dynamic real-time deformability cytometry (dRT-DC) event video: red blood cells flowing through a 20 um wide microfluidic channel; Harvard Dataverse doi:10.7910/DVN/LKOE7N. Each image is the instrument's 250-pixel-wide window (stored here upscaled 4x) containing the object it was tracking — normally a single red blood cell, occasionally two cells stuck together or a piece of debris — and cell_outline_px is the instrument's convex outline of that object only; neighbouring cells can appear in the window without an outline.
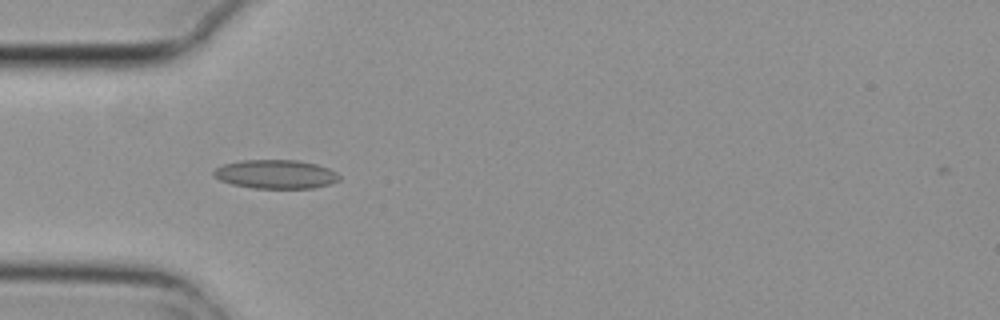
{"species": "common noctule bat (a hibernating species)", "species_latin": "Nyctalus noctula", "temperature_condition": "cold", "stored_images_in_passage": 5, "camera_frame_rate_fps": 3000, "um_per_image_px": 0.085, "animal": {"sex": "female", "body_mass_g": 29.2, "forearm_length_mm": 56.3}, "frame": {"image": 1, "passage_image": 4, "time_ms": 1.0, "image_size_px": [1000, 320], "cell_outline_px": [[340, 180], [332, 184], [312, 188], [252, 188], [232, 184], [220, 180], [212, 176], [212, 172], [216, 168], [224, 164], [244, 160], [296, 160], [316, 164], [328, 168], [336, 172], [340, 176]], "centroid_in_image_um": [23.44, 14.81], "position_along_channel_um": 61.6, "area_um2": 21.15}}
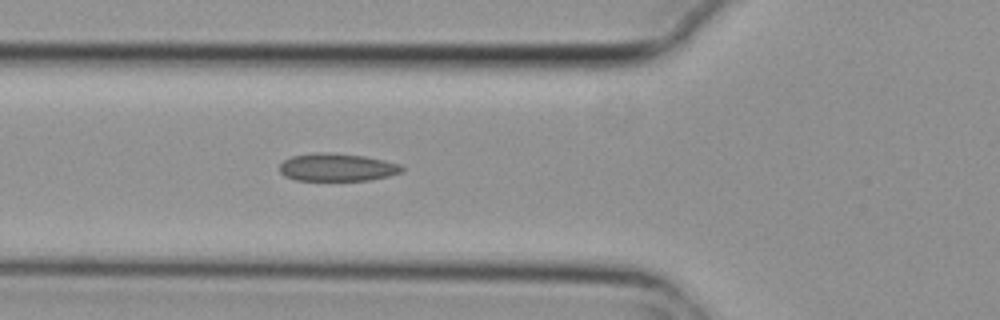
{"frame": {"image": 2, "passage_image": 5, "time_ms": 1.333, "image_size_px": [1000, 320], "cell_outline_px": [[404, 172], [388, 176], [368, 180], [296, 180], [284, 176], [280, 172], [280, 164], [284, 160], [292, 156], [316, 152], [324, 152], [364, 156], [400, 164], [404, 168]], "centroid_in_image_um": [28.65, 14.22], "position_along_channel_um": 97.2, "area_um2": 19.71}}